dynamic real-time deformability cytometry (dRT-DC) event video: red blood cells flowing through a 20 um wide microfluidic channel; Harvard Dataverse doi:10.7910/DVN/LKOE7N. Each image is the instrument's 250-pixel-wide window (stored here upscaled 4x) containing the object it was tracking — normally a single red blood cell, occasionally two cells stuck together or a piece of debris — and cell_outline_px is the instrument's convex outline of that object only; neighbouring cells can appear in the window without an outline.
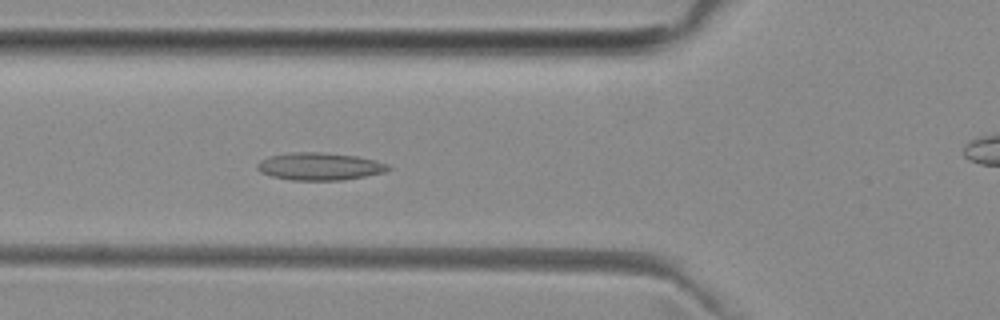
{"species": "common noctule bat (a hibernating species)", "species_latin": "Nyctalus noctula", "temperature_condition": "room temperature", "stored_images_in_passage": 52, "camera_frame_rate_fps": 3000, "um_per_image_px": 0.085, "animal": {"sex": "female", "body_mass_g": 29.2, "forearm_length_mm": 56.3}, "frame": {"image": 1, "passage_image": 18, "time_ms": 5.667, "image_size_px": [1000, 320], "cell_outline_px": [[392, 168], [384, 172], [344, 180], [292, 180], [272, 176], [260, 172], [256, 168], [256, 164], [260, 160], [272, 156], [288, 152], [320, 152], [356, 156], [376, 160], [388, 164]], "centroid_in_image_um": [27.16, 14.14], "position_along_channel_um": 98.6, "area_um2": 20.98}}
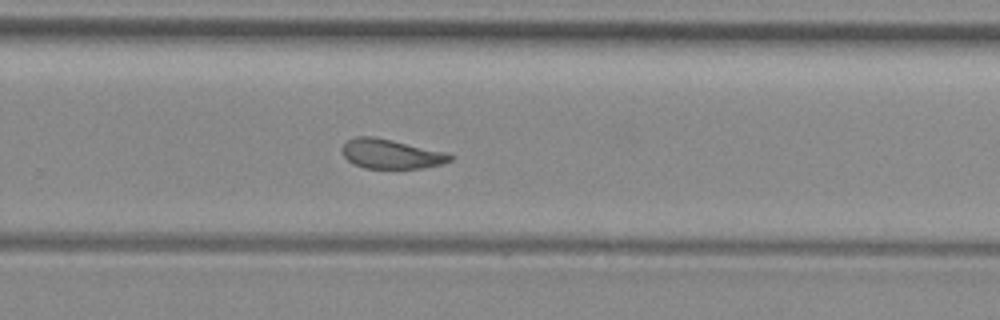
{"frame": {"image": 2, "passage_image": 33, "time_ms": 10.667, "image_size_px": [1000, 320], "cell_outline_px": [[452, 160], [440, 164], [424, 168], [364, 168], [348, 160], [344, 156], [340, 148], [348, 140], [356, 136], [372, 136], [392, 140], [448, 152], [452, 156]], "centroid_in_image_um": [33.24, 13.08], "position_along_channel_um": 296.6, "area_um2": 18.5}}
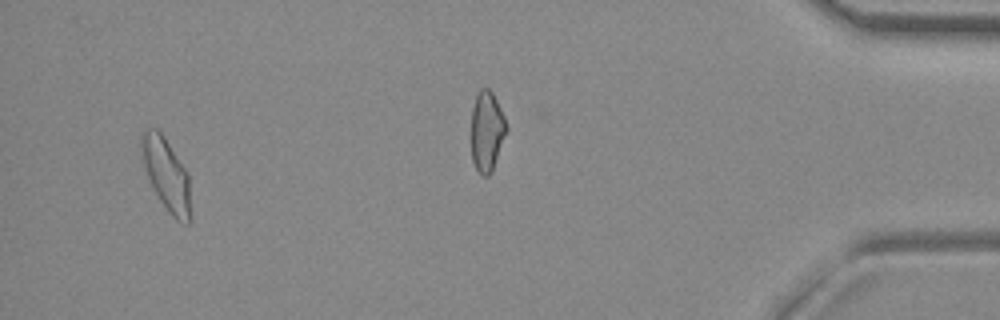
{"frame": {"image": 3, "passage_image": 49, "time_ms": 16.0, "image_size_px": [1000, 320], "cell_outline_px": [[188, 224], [176, 220], [168, 212], [160, 200], [148, 180], [140, 148], [140, 136], [144, 128], [156, 128], [164, 136], [188, 172]], "centroid_in_image_um": [14.08, 14.73], "position_along_channel_um": 421.1, "area_um2": 20.35}, "authors_computed_cell_mechanics": {"area_um2": 19.6809, "velocity_mm_per_s": 3.9562, "shape_relaxation_time_tau1_ms": null, "shape_relaxation_time_tau2_ms": 2.1526, "deformation_change_tau1": null, "deformation_change_tau2": 0.0968}}